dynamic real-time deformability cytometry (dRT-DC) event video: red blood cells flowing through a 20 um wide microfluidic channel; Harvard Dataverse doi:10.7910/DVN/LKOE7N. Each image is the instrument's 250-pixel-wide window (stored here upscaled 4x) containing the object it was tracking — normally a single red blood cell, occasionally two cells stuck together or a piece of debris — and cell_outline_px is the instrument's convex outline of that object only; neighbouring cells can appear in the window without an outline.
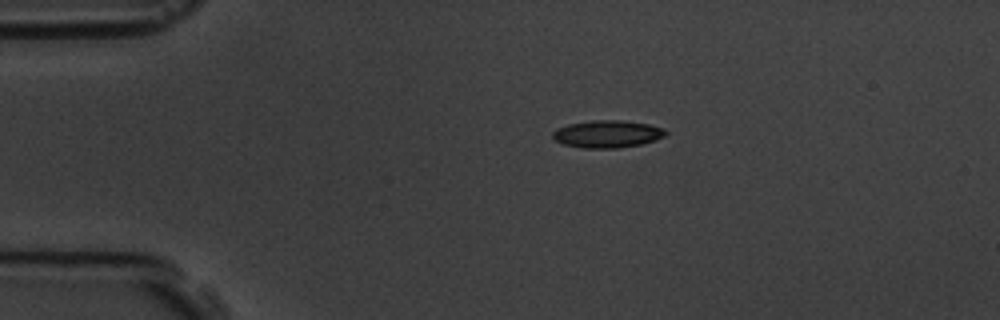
{"species": "common noctule bat (a hibernating species)", "species_latin": "Nyctalus noctula", "temperature_condition": "room temperature", "stored_images_in_passage": 3, "camera_frame_rate_fps": 3000, "um_per_image_px": 0.085, "animal": {"sex": "male", "body_mass_g": 19.5, "forearm_length_mm": 54.6}, "frame": {"image": 1, "passage_image": 1, "time_ms": 0.0, "image_size_px": [1000, 320], "cell_outline_px": [[668, 132], [664, 136], [640, 144], [616, 148], [584, 148], [564, 144], [556, 140], [552, 136], [552, 132], [556, 128], [568, 124], [592, 120], [620, 120], [648, 124], [664, 128]], "centroid_in_image_um": [51.6, 11.38], "position_along_channel_um": 33.4, "area_um2": 17.86}}
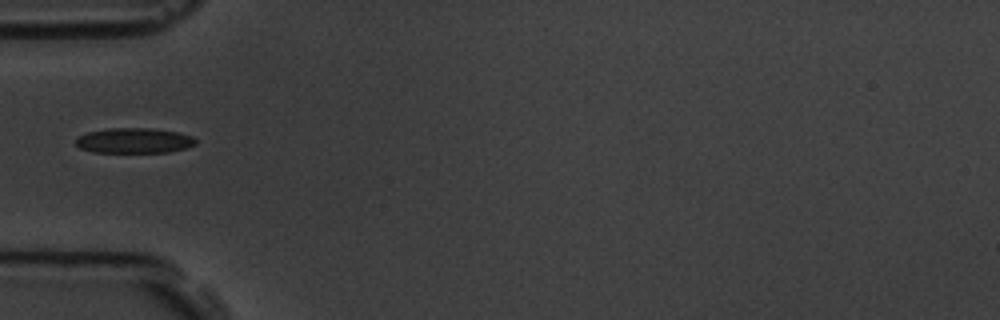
{"frame": {"image": 2, "passage_image": 3, "time_ms": 2.333, "image_size_px": [1000, 320], "cell_outline_px": [[196, 144], [188, 148], [168, 152], [92, 152], [80, 148], [76, 144], [76, 136], [88, 132], [108, 128], [152, 128], [180, 132], [192, 136], [196, 140]], "centroid_in_image_um": [11.42, 11.94], "position_along_channel_um": 73.6, "area_um2": 17.8}}